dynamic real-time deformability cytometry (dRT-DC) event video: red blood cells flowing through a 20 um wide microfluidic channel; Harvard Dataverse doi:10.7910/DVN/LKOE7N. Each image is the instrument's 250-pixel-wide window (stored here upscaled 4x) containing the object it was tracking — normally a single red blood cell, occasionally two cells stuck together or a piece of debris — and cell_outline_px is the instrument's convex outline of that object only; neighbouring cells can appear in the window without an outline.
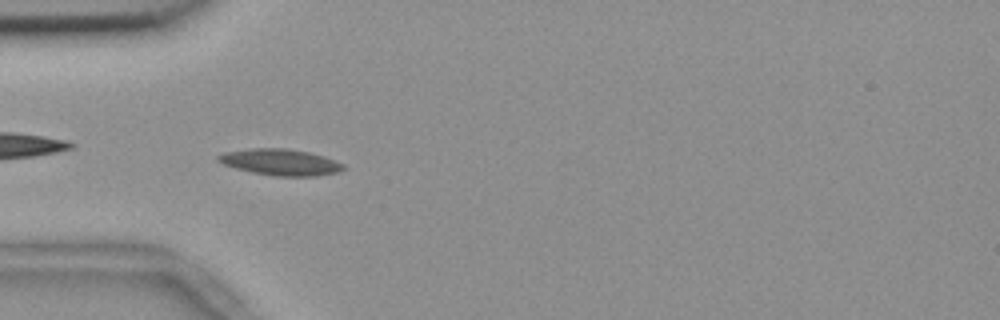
{"species": "common noctule bat (a hibernating species)", "species_latin": "Nyctalus noctula", "temperature_condition": "room temperature", "stored_images_in_passage": 55, "camera_frame_rate_fps": 3000, "um_per_image_px": 0.085, "animal": {"sex": "female", "body_mass_g": 18.4}, "frame": {"image": 1, "passage_image": 16, "time_ms": 5.0, "image_size_px": [1000, 320], "cell_outline_px": [[344, 168], [340, 172], [316, 176], [276, 176], [252, 172], [236, 168], [224, 164], [216, 160], [216, 156], [224, 152], [252, 148], [288, 148], [308, 152], [324, 156], [336, 160], [344, 164]], "centroid_in_image_um": [23.85, 13.78], "position_along_channel_um": 61.1, "area_um2": 19.25}}
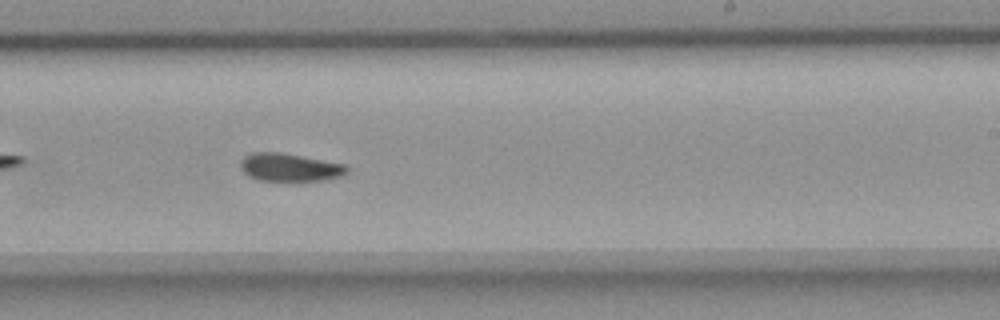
{"frame": {"image": 2, "passage_image": 33, "time_ms": 10.667, "image_size_px": [1000, 320], "cell_outline_px": [[348, 172], [344, 176], [324, 180], [260, 180], [248, 176], [240, 168], [240, 160], [244, 156], [252, 152], [280, 152], [344, 164], [348, 168]], "centroid_in_image_um": [24.61, 14.22], "position_along_channel_um": 264.4, "area_um2": 17.28}}
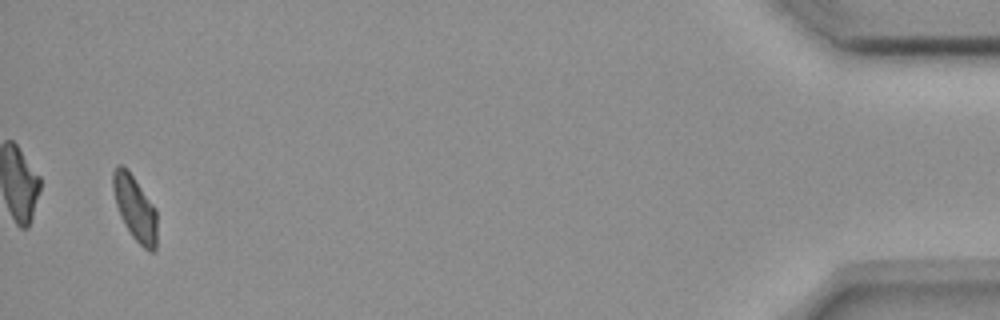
{"frame": {"image": 3, "passage_image": 53, "time_ms": 17.333, "image_size_px": [1000, 320], "cell_outline_px": [[156, 248], [152, 252], [148, 252], [132, 236], [124, 224], [120, 216], [116, 204], [112, 188], [112, 172], [116, 164], [120, 164], [132, 176], [156, 208]], "centroid_in_image_um": [11.46, 17.71], "position_along_channel_um": 423.7, "area_um2": 16.47}, "authors_computed_cell_mechanics": {"area_um2": 17.5712, "velocity_mm_per_s": 3.638, "shape_relaxation_time_tau1_ms": null, "shape_relaxation_time_tau2_ms": 9.0981, "deformation_change_tau1": null, "deformation_change_tau2": 0.1361}}